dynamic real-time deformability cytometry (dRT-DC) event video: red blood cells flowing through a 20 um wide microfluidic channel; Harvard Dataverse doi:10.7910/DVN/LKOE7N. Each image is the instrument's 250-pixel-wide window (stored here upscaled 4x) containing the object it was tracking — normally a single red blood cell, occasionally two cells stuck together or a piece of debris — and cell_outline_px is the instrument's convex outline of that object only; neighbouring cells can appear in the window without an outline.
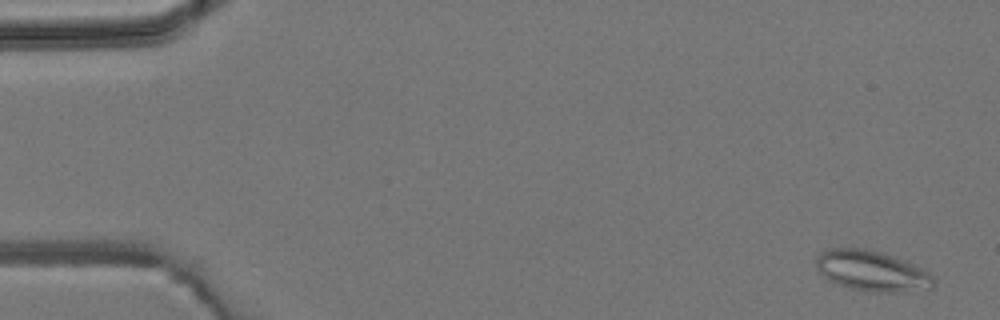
{"species": "common noctule bat (a hibernating species)", "species_latin": "Nyctalus noctula", "temperature_condition": "room temperature", "stored_images_in_passage": 5, "camera_frame_rate_fps": 3000, "um_per_image_px": 0.085, "animal": {"sex": "male", "body_mass_g": 19.2, "forearm_length_mm": 51.8}, "frame": {"image": 1, "passage_image": 1, "time_ms": 0.0, "image_size_px": [1000, 320], "cell_outline_px": [[936, 280], [932, 288], [892, 292], [872, 292], [852, 288], [828, 280], [816, 268], [816, 256], [820, 252], [828, 248], [864, 248], [880, 252], [892, 256], [912, 264], [928, 272]], "centroid_in_image_um": [74.07, 23.02], "position_along_channel_um": 10.9, "area_um2": 27.4}}